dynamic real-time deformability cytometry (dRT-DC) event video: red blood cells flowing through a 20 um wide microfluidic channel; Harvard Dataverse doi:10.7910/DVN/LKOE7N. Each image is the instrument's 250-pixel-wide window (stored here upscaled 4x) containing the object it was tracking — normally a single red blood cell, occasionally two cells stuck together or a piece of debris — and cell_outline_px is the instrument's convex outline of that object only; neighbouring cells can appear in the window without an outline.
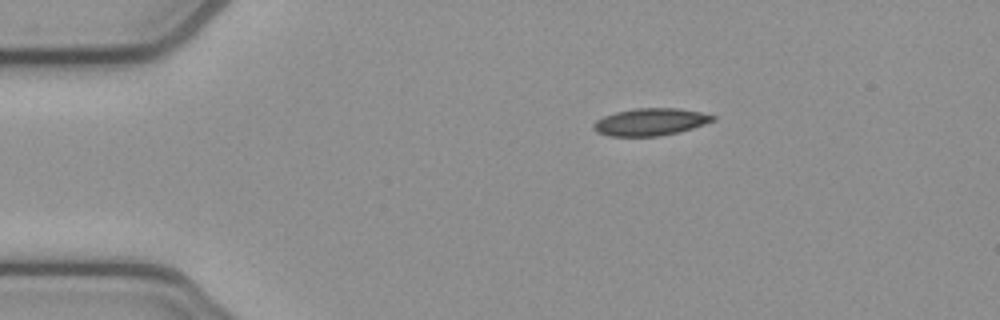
{"species": "common noctule bat (a hibernating species)", "species_latin": "Nyctalus noctula", "temperature_condition": "cold", "stored_images_in_passage": 44, "camera_frame_rate_fps": 3000, "um_per_image_px": 0.085, "animal": {"sex": "female", "body_mass_g": 21.9}, "frame": {"image": 1, "passage_image": 1, "time_ms": 0.0, "image_size_px": [1000, 320], "cell_outline_px": [[716, 120], [680, 132], [660, 136], [608, 136], [596, 132], [592, 128], [592, 124], [596, 120], [604, 116], [616, 112], [636, 108], [676, 108], [700, 112], [716, 116]], "centroid_in_image_um": [55.26, 10.37], "position_along_channel_um": 29.7, "area_um2": 19.02}}
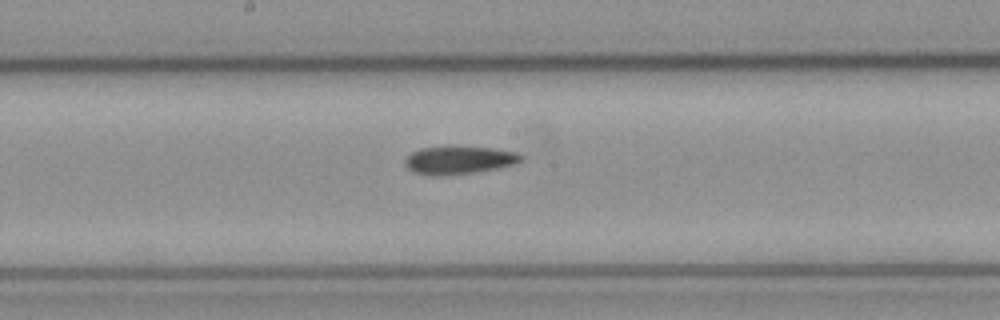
{"frame": {"image": 2, "passage_image": 19, "time_ms": 6.0, "image_size_px": [1000, 320], "cell_outline_px": [[524, 160], [516, 164], [496, 168], [472, 172], [440, 176], [432, 176], [412, 172], [404, 164], [404, 160], [412, 152], [420, 148], [448, 144], [452, 144], [492, 148], [516, 152], [524, 156]], "centroid_in_image_um": [38.99, 13.57], "position_along_channel_um": 209.2, "area_um2": 19.59}}
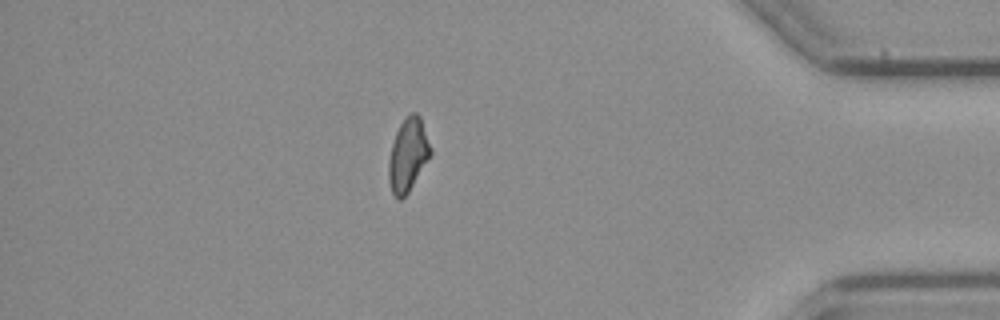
{"frame": {"image": 3, "passage_image": 37, "time_ms": 12.0, "image_size_px": [1000, 320], "cell_outline_px": [[432, 152], [408, 192], [400, 200], [396, 200], [392, 192], [388, 180], [388, 160], [392, 144], [396, 132], [404, 116], [412, 112], [416, 112], [420, 116], [432, 148]], "centroid_in_image_um": [34.66, 13.14], "position_along_channel_um": 400.5, "area_um2": 17.86}, "authors_computed_cell_mechanics": {"area_um2": 18.6405, "velocity_mm_per_s": 3.8682, "shape_relaxation_time_tau1_ms": null, "shape_relaxation_time_tau2_ms": 4.4305, "deformation_change_tau1": null, "deformation_change_tau2": 0.1213}}